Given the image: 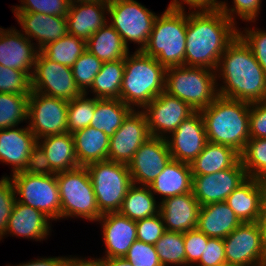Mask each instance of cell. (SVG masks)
Instances as JSON below:
<instances>
[{
  "instance_id": "1",
  "label": "cell",
  "mask_w": 266,
  "mask_h": 266,
  "mask_svg": "<svg viewBox=\"0 0 266 266\" xmlns=\"http://www.w3.org/2000/svg\"><path fill=\"white\" fill-rule=\"evenodd\" d=\"M238 31L221 10L190 11L187 14L185 66L216 71L221 55Z\"/></svg>"
},
{
  "instance_id": "2",
  "label": "cell",
  "mask_w": 266,
  "mask_h": 266,
  "mask_svg": "<svg viewBox=\"0 0 266 266\" xmlns=\"http://www.w3.org/2000/svg\"><path fill=\"white\" fill-rule=\"evenodd\" d=\"M216 78L223 79L225 84L217 89L219 96L250 104L266 101V75L239 35L221 55Z\"/></svg>"
},
{
  "instance_id": "3",
  "label": "cell",
  "mask_w": 266,
  "mask_h": 266,
  "mask_svg": "<svg viewBox=\"0 0 266 266\" xmlns=\"http://www.w3.org/2000/svg\"><path fill=\"white\" fill-rule=\"evenodd\" d=\"M200 112L208 142L229 146L240 154L243 152L250 139V103L218 95Z\"/></svg>"
},
{
  "instance_id": "4",
  "label": "cell",
  "mask_w": 266,
  "mask_h": 266,
  "mask_svg": "<svg viewBox=\"0 0 266 266\" xmlns=\"http://www.w3.org/2000/svg\"><path fill=\"white\" fill-rule=\"evenodd\" d=\"M120 100L132 109L142 108L165 90L166 68L155 58L136 51L124 59Z\"/></svg>"
},
{
  "instance_id": "5",
  "label": "cell",
  "mask_w": 266,
  "mask_h": 266,
  "mask_svg": "<svg viewBox=\"0 0 266 266\" xmlns=\"http://www.w3.org/2000/svg\"><path fill=\"white\" fill-rule=\"evenodd\" d=\"M167 7L157 16L142 52L165 68L185 65L187 13Z\"/></svg>"
},
{
  "instance_id": "6",
  "label": "cell",
  "mask_w": 266,
  "mask_h": 266,
  "mask_svg": "<svg viewBox=\"0 0 266 266\" xmlns=\"http://www.w3.org/2000/svg\"><path fill=\"white\" fill-rule=\"evenodd\" d=\"M217 86L214 70L185 65L166 68L164 92L188 103L195 111L214 101Z\"/></svg>"
},
{
  "instance_id": "7",
  "label": "cell",
  "mask_w": 266,
  "mask_h": 266,
  "mask_svg": "<svg viewBox=\"0 0 266 266\" xmlns=\"http://www.w3.org/2000/svg\"><path fill=\"white\" fill-rule=\"evenodd\" d=\"M56 180L61 200V218L79 217L96 222L103 215L97 206L86 167L58 172Z\"/></svg>"
},
{
  "instance_id": "8",
  "label": "cell",
  "mask_w": 266,
  "mask_h": 266,
  "mask_svg": "<svg viewBox=\"0 0 266 266\" xmlns=\"http://www.w3.org/2000/svg\"><path fill=\"white\" fill-rule=\"evenodd\" d=\"M96 197L99 211L104 214L118 212L128 188L132 185L128 165L103 160L86 166Z\"/></svg>"
},
{
  "instance_id": "9",
  "label": "cell",
  "mask_w": 266,
  "mask_h": 266,
  "mask_svg": "<svg viewBox=\"0 0 266 266\" xmlns=\"http://www.w3.org/2000/svg\"><path fill=\"white\" fill-rule=\"evenodd\" d=\"M10 176L16 201L38 209L50 220L61 218V200L56 174L31 175L18 172Z\"/></svg>"
},
{
  "instance_id": "10",
  "label": "cell",
  "mask_w": 266,
  "mask_h": 266,
  "mask_svg": "<svg viewBox=\"0 0 266 266\" xmlns=\"http://www.w3.org/2000/svg\"><path fill=\"white\" fill-rule=\"evenodd\" d=\"M110 25L120 34L128 48V41L138 43L142 51L146 46L155 19L158 15L148 10L136 0H108Z\"/></svg>"
},
{
  "instance_id": "11",
  "label": "cell",
  "mask_w": 266,
  "mask_h": 266,
  "mask_svg": "<svg viewBox=\"0 0 266 266\" xmlns=\"http://www.w3.org/2000/svg\"><path fill=\"white\" fill-rule=\"evenodd\" d=\"M68 101L32 91L28 99V127L37 140L67 133Z\"/></svg>"
},
{
  "instance_id": "12",
  "label": "cell",
  "mask_w": 266,
  "mask_h": 266,
  "mask_svg": "<svg viewBox=\"0 0 266 266\" xmlns=\"http://www.w3.org/2000/svg\"><path fill=\"white\" fill-rule=\"evenodd\" d=\"M31 88L68 102L82 94L74 81L72 68L51 61L40 51L31 76Z\"/></svg>"
},
{
  "instance_id": "13",
  "label": "cell",
  "mask_w": 266,
  "mask_h": 266,
  "mask_svg": "<svg viewBox=\"0 0 266 266\" xmlns=\"http://www.w3.org/2000/svg\"><path fill=\"white\" fill-rule=\"evenodd\" d=\"M141 110L148 125L150 136L166 138L195 110L181 99L162 92ZM166 134V135H165Z\"/></svg>"
},
{
  "instance_id": "14",
  "label": "cell",
  "mask_w": 266,
  "mask_h": 266,
  "mask_svg": "<svg viewBox=\"0 0 266 266\" xmlns=\"http://www.w3.org/2000/svg\"><path fill=\"white\" fill-rule=\"evenodd\" d=\"M224 241L226 264L234 266H266L258 222L242 223Z\"/></svg>"
},
{
  "instance_id": "15",
  "label": "cell",
  "mask_w": 266,
  "mask_h": 266,
  "mask_svg": "<svg viewBox=\"0 0 266 266\" xmlns=\"http://www.w3.org/2000/svg\"><path fill=\"white\" fill-rule=\"evenodd\" d=\"M192 176V193L200 206L226 201L227 197L248 178L241 159L226 170Z\"/></svg>"
},
{
  "instance_id": "16",
  "label": "cell",
  "mask_w": 266,
  "mask_h": 266,
  "mask_svg": "<svg viewBox=\"0 0 266 266\" xmlns=\"http://www.w3.org/2000/svg\"><path fill=\"white\" fill-rule=\"evenodd\" d=\"M171 159L166 139L151 136L128 163L132 184L150 186Z\"/></svg>"
},
{
  "instance_id": "17",
  "label": "cell",
  "mask_w": 266,
  "mask_h": 266,
  "mask_svg": "<svg viewBox=\"0 0 266 266\" xmlns=\"http://www.w3.org/2000/svg\"><path fill=\"white\" fill-rule=\"evenodd\" d=\"M150 137L144 113L133 109L110 137L108 160L128 165L135 152Z\"/></svg>"
},
{
  "instance_id": "18",
  "label": "cell",
  "mask_w": 266,
  "mask_h": 266,
  "mask_svg": "<svg viewBox=\"0 0 266 266\" xmlns=\"http://www.w3.org/2000/svg\"><path fill=\"white\" fill-rule=\"evenodd\" d=\"M165 139L172 159L190 164L208 142L201 112L195 111Z\"/></svg>"
},
{
  "instance_id": "19",
  "label": "cell",
  "mask_w": 266,
  "mask_h": 266,
  "mask_svg": "<svg viewBox=\"0 0 266 266\" xmlns=\"http://www.w3.org/2000/svg\"><path fill=\"white\" fill-rule=\"evenodd\" d=\"M13 29L0 28V64L24 71L31 77L39 53L38 47L33 46L34 43L22 32Z\"/></svg>"
},
{
  "instance_id": "20",
  "label": "cell",
  "mask_w": 266,
  "mask_h": 266,
  "mask_svg": "<svg viewBox=\"0 0 266 266\" xmlns=\"http://www.w3.org/2000/svg\"><path fill=\"white\" fill-rule=\"evenodd\" d=\"M102 223L106 255L103 258L124 257L137 240L136 222L119 212L104 213L98 220Z\"/></svg>"
},
{
  "instance_id": "21",
  "label": "cell",
  "mask_w": 266,
  "mask_h": 266,
  "mask_svg": "<svg viewBox=\"0 0 266 266\" xmlns=\"http://www.w3.org/2000/svg\"><path fill=\"white\" fill-rule=\"evenodd\" d=\"M108 0L74 2L66 15L68 33L87 41L107 22Z\"/></svg>"
},
{
  "instance_id": "22",
  "label": "cell",
  "mask_w": 266,
  "mask_h": 266,
  "mask_svg": "<svg viewBox=\"0 0 266 266\" xmlns=\"http://www.w3.org/2000/svg\"><path fill=\"white\" fill-rule=\"evenodd\" d=\"M159 204L167 231L185 233L197 228L200 204L192 192L169 197Z\"/></svg>"
},
{
  "instance_id": "23",
  "label": "cell",
  "mask_w": 266,
  "mask_h": 266,
  "mask_svg": "<svg viewBox=\"0 0 266 266\" xmlns=\"http://www.w3.org/2000/svg\"><path fill=\"white\" fill-rule=\"evenodd\" d=\"M22 32L30 40L38 42V50L52 43L66 34L68 27L66 17L47 15L42 13H14Z\"/></svg>"
},
{
  "instance_id": "24",
  "label": "cell",
  "mask_w": 266,
  "mask_h": 266,
  "mask_svg": "<svg viewBox=\"0 0 266 266\" xmlns=\"http://www.w3.org/2000/svg\"><path fill=\"white\" fill-rule=\"evenodd\" d=\"M15 128L0 130V161L13 166L12 175L22 172L38 141L28 125L26 128Z\"/></svg>"
},
{
  "instance_id": "25",
  "label": "cell",
  "mask_w": 266,
  "mask_h": 266,
  "mask_svg": "<svg viewBox=\"0 0 266 266\" xmlns=\"http://www.w3.org/2000/svg\"><path fill=\"white\" fill-rule=\"evenodd\" d=\"M264 180L248 177L226 199L228 206L242 223L261 219Z\"/></svg>"
},
{
  "instance_id": "26",
  "label": "cell",
  "mask_w": 266,
  "mask_h": 266,
  "mask_svg": "<svg viewBox=\"0 0 266 266\" xmlns=\"http://www.w3.org/2000/svg\"><path fill=\"white\" fill-rule=\"evenodd\" d=\"M50 219L38 209L15 201L9 217L6 232L3 236L10 234L30 239L43 241L51 230Z\"/></svg>"
},
{
  "instance_id": "27",
  "label": "cell",
  "mask_w": 266,
  "mask_h": 266,
  "mask_svg": "<svg viewBox=\"0 0 266 266\" xmlns=\"http://www.w3.org/2000/svg\"><path fill=\"white\" fill-rule=\"evenodd\" d=\"M241 224L225 201L200 206L197 229L210 238L224 239Z\"/></svg>"
},
{
  "instance_id": "28",
  "label": "cell",
  "mask_w": 266,
  "mask_h": 266,
  "mask_svg": "<svg viewBox=\"0 0 266 266\" xmlns=\"http://www.w3.org/2000/svg\"><path fill=\"white\" fill-rule=\"evenodd\" d=\"M192 177L190 164L171 159L149 187L164 200L192 192Z\"/></svg>"
},
{
  "instance_id": "29",
  "label": "cell",
  "mask_w": 266,
  "mask_h": 266,
  "mask_svg": "<svg viewBox=\"0 0 266 266\" xmlns=\"http://www.w3.org/2000/svg\"><path fill=\"white\" fill-rule=\"evenodd\" d=\"M72 135L79 166L86 167L91 163L108 159L110 137L103 131L88 126L75 131Z\"/></svg>"
},
{
  "instance_id": "30",
  "label": "cell",
  "mask_w": 266,
  "mask_h": 266,
  "mask_svg": "<svg viewBox=\"0 0 266 266\" xmlns=\"http://www.w3.org/2000/svg\"><path fill=\"white\" fill-rule=\"evenodd\" d=\"M241 159L233 148L207 142L202 152L190 163L192 175H208L233 167Z\"/></svg>"
},
{
  "instance_id": "31",
  "label": "cell",
  "mask_w": 266,
  "mask_h": 266,
  "mask_svg": "<svg viewBox=\"0 0 266 266\" xmlns=\"http://www.w3.org/2000/svg\"><path fill=\"white\" fill-rule=\"evenodd\" d=\"M37 143L43 148L51 168L56 173L80 167L72 134L67 132L61 135L46 136L39 139Z\"/></svg>"
},
{
  "instance_id": "32",
  "label": "cell",
  "mask_w": 266,
  "mask_h": 266,
  "mask_svg": "<svg viewBox=\"0 0 266 266\" xmlns=\"http://www.w3.org/2000/svg\"><path fill=\"white\" fill-rule=\"evenodd\" d=\"M86 48L102 62L122 60L129 53L120 34L108 22L86 41Z\"/></svg>"
},
{
  "instance_id": "33",
  "label": "cell",
  "mask_w": 266,
  "mask_h": 266,
  "mask_svg": "<svg viewBox=\"0 0 266 266\" xmlns=\"http://www.w3.org/2000/svg\"><path fill=\"white\" fill-rule=\"evenodd\" d=\"M132 110L120 99L96 98L95 113L90 126L111 137L121 127L123 120Z\"/></svg>"
},
{
  "instance_id": "34",
  "label": "cell",
  "mask_w": 266,
  "mask_h": 266,
  "mask_svg": "<svg viewBox=\"0 0 266 266\" xmlns=\"http://www.w3.org/2000/svg\"><path fill=\"white\" fill-rule=\"evenodd\" d=\"M160 204L154 197L149 186L132 184L123 199L118 211L121 215L137 221L159 213Z\"/></svg>"
},
{
  "instance_id": "35",
  "label": "cell",
  "mask_w": 266,
  "mask_h": 266,
  "mask_svg": "<svg viewBox=\"0 0 266 266\" xmlns=\"http://www.w3.org/2000/svg\"><path fill=\"white\" fill-rule=\"evenodd\" d=\"M124 70V59L103 62L90 88L92 93L95 94L94 97L98 99H120Z\"/></svg>"
},
{
  "instance_id": "36",
  "label": "cell",
  "mask_w": 266,
  "mask_h": 266,
  "mask_svg": "<svg viewBox=\"0 0 266 266\" xmlns=\"http://www.w3.org/2000/svg\"><path fill=\"white\" fill-rule=\"evenodd\" d=\"M86 50V41L68 33L44 46L40 52L51 61L72 67Z\"/></svg>"
},
{
  "instance_id": "37",
  "label": "cell",
  "mask_w": 266,
  "mask_h": 266,
  "mask_svg": "<svg viewBox=\"0 0 266 266\" xmlns=\"http://www.w3.org/2000/svg\"><path fill=\"white\" fill-rule=\"evenodd\" d=\"M29 95L0 93V130L28 120Z\"/></svg>"
},
{
  "instance_id": "38",
  "label": "cell",
  "mask_w": 266,
  "mask_h": 266,
  "mask_svg": "<svg viewBox=\"0 0 266 266\" xmlns=\"http://www.w3.org/2000/svg\"><path fill=\"white\" fill-rule=\"evenodd\" d=\"M155 248L162 266L186 265L184 233L166 230L155 243Z\"/></svg>"
},
{
  "instance_id": "39",
  "label": "cell",
  "mask_w": 266,
  "mask_h": 266,
  "mask_svg": "<svg viewBox=\"0 0 266 266\" xmlns=\"http://www.w3.org/2000/svg\"><path fill=\"white\" fill-rule=\"evenodd\" d=\"M240 157L247 177L266 180L265 138H250Z\"/></svg>"
},
{
  "instance_id": "40",
  "label": "cell",
  "mask_w": 266,
  "mask_h": 266,
  "mask_svg": "<svg viewBox=\"0 0 266 266\" xmlns=\"http://www.w3.org/2000/svg\"><path fill=\"white\" fill-rule=\"evenodd\" d=\"M96 98H88L82 93L69 101L67 132L73 134L75 131L90 126V122L95 113Z\"/></svg>"
},
{
  "instance_id": "41",
  "label": "cell",
  "mask_w": 266,
  "mask_h": 266,
  "mask_svg": "<svg viewBox=\"0 0 266 266\" xmlns=\"http://www.w3.org/2000/svg\"><path fill=\"white\" fill-rule=\"evenodd\" d=\"M103 62L95 55L86 50L73 64L72 72L76 86L88 95V88H91L95 76L99 73Z\"/></svg>"
},
{
  "instance_id": "42",
  "label": "cell",
  "mask_w": 266,
  "mask_h": 266,
  "mask_svg": "<svg viewBox=\"0 0 266 266\" xmlns=\"http://www.w3.org/2000/svg\"><path fill=\"white\" fill-rule=\"evenodd\" d=\"M31 92V77L26 72L0 64V93L29 95Z\"/></svg>"
},
{
  "instance_id": "43",
  "label": "cell",
  "mask_w": 266,
  "mask_h": 266,
  "mask_svg": "<svg viewBox=\"0 0 266 266\" xmlns=\"http://www.w3.org/2000/svg\"><path fill=\"white\" fill-rule=\"evenodd\" d=\"M21 5L13 7L14 13H42L66 17L69 0H20Z\"/></svg>"
},
{
  "instance_id": "44",
  "label": "cell",
  "mask_w": 266,
  "mask_h": 266,
  "mask_svg": "<svg viewBox=\"0 0 266 266\" xmlns=\"http://www.w3.org/2000/svg\"><path fill=\"white\" fill-rule=\"evenodd\" d=\"M124 258L134 266H162L155 245L136 240Z\"/></svg>"
},
{
  "instance_id": "45",
  "label": "cell",
  "mask_w": 266,
  "mask_h": 266,
  "mask_svg": "<svg viewBox=\"0 0 266 266\" xmlns=\"http://www.w3.org/2000/svg\"><path fill=\"white\" fill-rule=\"evenodd\" d=\"M137 240L147 244L155 245L158 239L166 231L160 213L135 221Z\"/></svg>"
},
{
  "instance_id": "46",
  "label": "cell",
  "mask_w": 266,
  "mask_h": 266,
  "mask_svg": "<svg viewBox=\"0 0 266 266\" xmlns=\"http://www.w3.org/2000/svg\"><path fill=\"white\" fill-rule=\"evenodd\" d=\"M261 0H233V8H228L226 2H222L221 12L235 25L234 14L246 22H255L261 7Z\"/></svg>"
},
{
  "instance_id": "47",
  "label": "cell",
  "mask_w": 266,
  "mask_h": 266,
  "mask_svg": "<svg viewBox=\"0 0 266 266\" xmlns=\"http://www.w3.org/2000/svg\"><path fill=\"white\" fill-rule=\"evenodd\" d=\"M15 189L10 177L0 180V240L6 232L7 223L16 201Z\"/></svg>"
},
{
  "instance_id": "48",
  "label": "cell",
  "mask_w": 266,
  "mask_h": 266,
  "mask_svg": "<svg viewBox=\"0 0 266 266\" xmlns=\"http://www.w3.org/2000/svg\"><path fill=\"white\" fill-rule=\"evenodd\" d=\"M256 29L257 28L249 30L245 28L242 32L241 30L238 31V35L250 47L253 55L266 75V31Z\"/></svg>"
},
{
  "instance_id": "49",
  "label": "cell",
  "mask_w": 266,
  "mask_h": 266,
  "mask_svg": "<svg viewBox=\"0 0 266 266\" xmlns=\"http://www.w3.org/2000/svg\"><path fill=\"white\" fill-rule=\"evenodd\" d=\"M209 238L197 228L184 233L186 266H193L199 262Z\"/></svg>"
},
{
  "instance_id": "50",
  "label": "cell",
  "mask_w": 266,
  "mask_h": 266,
  "mask_svg": "<svg viewBox=\"0 0 266 266\" xmlns=\"http://www.w3.org/2000/svg\"><path fill=\"white\" fill-rule=\"evenodd\" d=\"M22 173L31 175L57 174L51 168L50 161L46 157L43 148L38 143L33 147Z\"/></svg>"
},
{
  "instance_id": "51",
  "label": "cell",
  "mask_w": 266,
  "mask_h": 266,
  "mask_svg": "<svg viewBox=\"0 0 266 266\" xmlns=\"http://www.w3.org/2000/svg\"><path fill=\"white\" fill-rule=\"evenodd\" d=\"M198 264V265H197ZM195 266H222L226 264L224 241L220 238H209L204 252Z\"/></svg>"
},
{
  "instance_id": "52",
  "label": "cell",
  "mask_w": 266,
  "mask_h": 266,
  "mask_svg": "<svg viewBox=\"0 0 266 266\" xmlns=\"http://www.w3.org/2000/svg\"><path fill=\"white\" fill-rule=\"evenodd\" d=\"M249 135L266 139V101L250 104Z\"/></svg>"
},
{
  "instance_id": "53",
  "label": "cell",
  "mask_w": 266,
  "mask_h": 266,
  "mask_svg": "<svg viewBox=\"0 0 266 266\" xmlns=\"http://www.w3.org/2000/svg\"><path fill=\"white\" fill-rule=\"evenodd\" d=\"M222 2L223 1L217 0H172L168 7L175 10L185 11V7H183V4L185 3L189 5L188 9H194L193 11H215L221 10Z\"/></svg>"
},
{
  "instance_id": "54",
  "label": "cell",
  "mask_w": 266,
  "mask_h": 266,
  "mask_svg": "<svg viewBox=\"0 0 266 266\" xmlns=\"http://www.w3.org/2000/svg\"><path fill=\"white\" fill-rule=\"evenodd\" d=\"M64 257H49L31 260L29 262L20 263L16 266H62ZM10 266V265H8Z\"/></svg>"
},
{
  "instance_id": "55",
  "label": "cell",
  "mask_w": 266,
  "mask_h": 266,
  "mask_svg": "<svg viewBox=\"0 0 266 266\" xmlns=\"http://www.w3.org/2000/svg\"><path fill=\"white\" fill-rule=\"evenodd\" d=\"M62 266H101L100 258L80 259L78 257H64Z\"/></svg>"
},
{
  "instance_id": "56",
  "label": "cell",
  "mask_w": 266,
  "mask_h": 266,
  "mask_svg": "<svg viewBox=\"0 0 266 266\" xmlns=\"http://www.w3.org/2000/svg\"><path fill=\"white\" fill-rule=\"evenodd\" d=\"M101 266H134L124 257L119 258H101Z\"/></svg>"
},
{
  "instance_id": "57",
  "label": "cell",
  "mask_w": 266,
  "mask_h": 266,
  "mask_svg": "<svg viewBox=\"0 0 266 266\" xmlns=\"http://www.w3.org/2000/svg\"><path fill=\"white\" fill-rule=\"evenodd\" d=\"M260 225L261 238H262V252L264 257V264L266 265V222L260 219L258 221Z\"/></svg>"
},
{
  "instance_id": "58",
  "label": "cell",
  "mask_w": 266,
  "mask_h": 266,
  "mask_svg": "<svg viewBox=\"0 0 266 266\" xmlns=\"http://www.w3.org/2000/svg\"><path fill=\"white\" fill-rule=\"evenodd\" d=\"M261 219L266 222V180H264V189L262 197V215Z\"/></svg>"
},
{
  "instance_id": "59",
  "label": "cell",
  "mask_w": 266,
  "mask_h": 266,
  "mask_svg": "<svg viewBox=\"0 0 266 266\" xmlns=\"http://www.w3.org/2000/svg\"><path fill=\"white\" fill-rule=\"evenodd\" d=\"M86 1H94V0H69L70 4L74 2H86Z\"/></svg>"
}]
</instances>
